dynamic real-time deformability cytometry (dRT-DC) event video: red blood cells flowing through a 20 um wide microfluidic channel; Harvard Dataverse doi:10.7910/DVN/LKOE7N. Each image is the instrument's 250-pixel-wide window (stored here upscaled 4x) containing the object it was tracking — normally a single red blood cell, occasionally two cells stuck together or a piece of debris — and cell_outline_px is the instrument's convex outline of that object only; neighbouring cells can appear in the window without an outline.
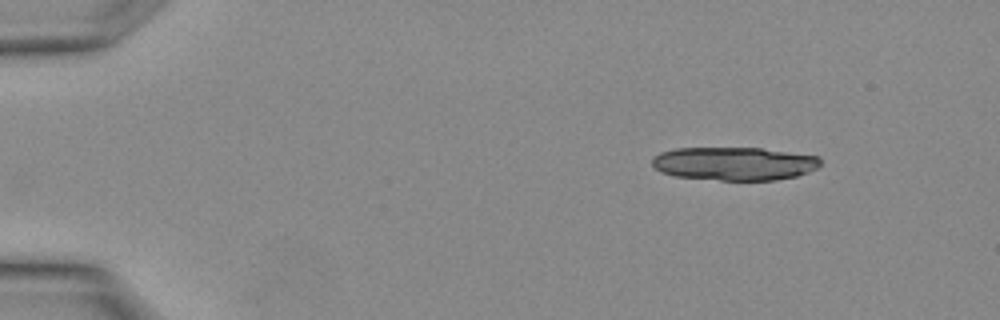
{"species": "Egyptian fruit bat (a non-hibernating species)", "species_latin": "Rousettus aegyptiacus", "temperature_condition": "warm", "stored_images_in_passage": 11, "segment_of_instrument_passage": [1, 2], "camera_frame_rate_fps": 3000, "um_per_image_px": 0.085, "animal": {"sex": "female"}, "frame": {"image": 1, "passage_image": 1, "time_ms": 0.0, "image_size_px": [1000, 320], "cell_outline_px": [[820, 168], [796, 176], [776, 180], [720, 180], [676, 176], [664, 172], [656, 168], [652, 164], [652, 156], [660, 152], [676, 148], [760, 148], [820, 156]], "centroid_in_image_um": [62.45, 13.9], "position_along_channel_um": 22.6, "area_um2": 32.71}}